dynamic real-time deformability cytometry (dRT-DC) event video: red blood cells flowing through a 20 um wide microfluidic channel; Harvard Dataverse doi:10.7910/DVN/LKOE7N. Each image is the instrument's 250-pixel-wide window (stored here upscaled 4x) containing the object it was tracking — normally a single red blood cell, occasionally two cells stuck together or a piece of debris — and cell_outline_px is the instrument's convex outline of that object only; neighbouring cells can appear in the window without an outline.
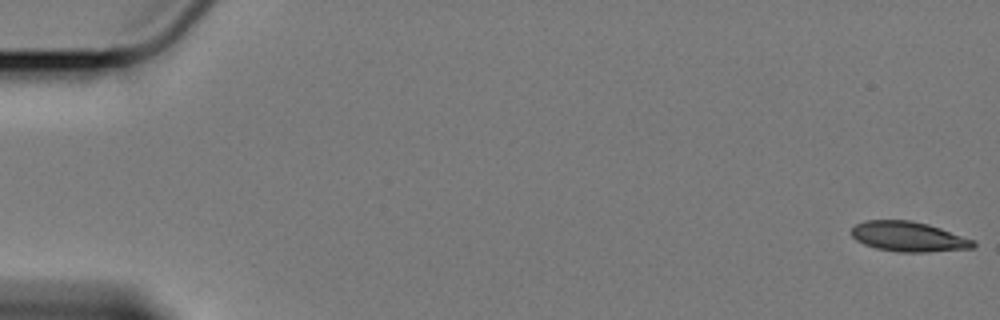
{"species": "Egyptian fruit bat (a non-hibernating species)", "species_latin": "Rousettus aegyptiacus", "temperature_condition": "cold", "stored_images_in_passage": 59, "camera_frame_rate_fps": 3000, "um_per_image_px": 0.085, "animal": {"sex": "female"}, "frame": {"image": 1, "passage_image": 1, "time_ms": 0.0, "image_size_px": [1000, 320], "cell_outline_px": [[976, 244], [972, 248], [928, 252], [900, 252], [876, 248], [864, 244], [856, 240], [852, 236], [852, 228], [856, 224], [864, 220], [912, 220], [928, 224], [976, 240]], "centroid_in_image_um": [77.23, 20.11], "position_along_channel_um": 7.8, "area_um2": 21.33}}
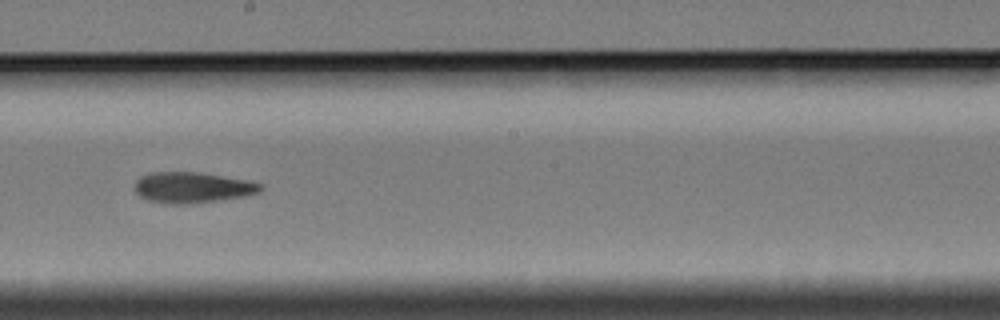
{"frame": {"image": 2, "passage_image": 34, "time_ms": 11.0, "image_size_px": [1000, 320], "cell_outline_px": [[264, 188], [260, 192], [244, 196], [188, 204], [168, 204], [148, 200], [140, 196], [136, 192], [136, 180], [140, 176], [152, 172], [200, 172], [244, 180], [264, 184]], "centroid_in_image_um": [16.35, 15.93], "position_along_channel_um": 231.9, "area_um2": 22.43}}
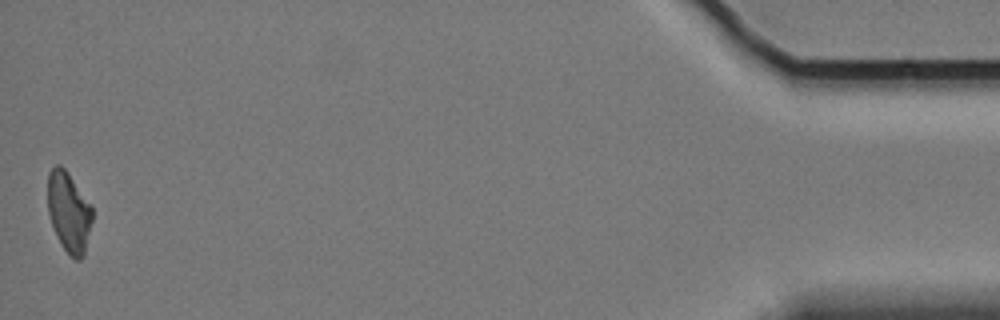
{"frame": {"image": 3, "passage_image": 59, "time_ms": 19.333, "image_size_px": [1000, 320], "cell_outline_px": [[92, 220], [84, 256], [80, 260], [76, 260], [60, 244], [56, 236], [48, 212], [48, 172], [56, 164], [60, 164], [68, 172], [92, 204]], "centroid_in_image_um": [5.86, 18.0], "position_along_channel_um": 429.3, "area_um2": 20.98}, "authors_computed_cell_mechanics": {"area_um2": 22.3686, "velocity_mm_per_s": 3.3968, "shape_relaxation_time_tau1_ms": null, "shape_relaxation_time_tau2_ms": 9.5182, "deformation_change_tau1": null, "deformation_change_tau2": 0.207}}